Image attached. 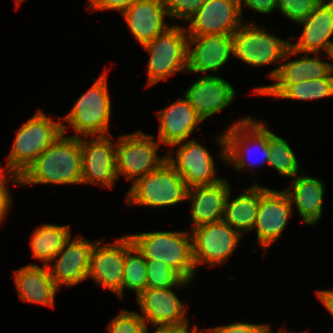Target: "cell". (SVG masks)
Returning <instances> with one entry per match:
<instances>
[{"label": "cell", "mask_w": 333, "mask_h": 333, "mask_svg": "<svg viewBox=\"0 0 333 333\" xmlns=\"http://www.w3.org/2000/svg\"><path fill=\"white\" fill-rule=\"evenodd\" d=\"M95 81L73 106L71 112L64 118L74 128L75 132L88 135H107L111 113V101L107 88L106 71Z\"/></svg>", "instance_id": "5"}, {"label": "cell", "mask_w": 333, "mask_h": 333, "mask_svg": "<svg viewBox=\"0 0 333 333\" xmlns=\"http://www.w3.org/2000/svg\"><path fill=\"white\" fill-rule=\"evenodd\" d=\"M264 125L265 124L255 122L250 119V117L233 124L227 133L217 139L223 146L222 159L226 162L233 163L237 170H242L244 167L246 168L247 164H253V162L246 160V149L248 147L246 144H250V142L254 141L262 153L263 158L261 163H267L268 165L271 154L268 144L269 130ZM249 152H251L250 149L248 153Z\"/></svg>", "instance_id": "9"}, {"label": "cell", "mask_w": 333, "mask_h": 333, "mask_svg": "<svg viewBox=\"0 0 333 333\" xmlns=\"http://www.w3.org/2000/svg\"><path fill=\"white\" fill-rule=\"evenodd\" d=\"M187 71H218L233 53V34L188 36ZM191 44H196L190 48Z\"/></svg>", "instance_id": "17"}, {"label": "cell", "mask_w": 333, "mask_h": 333, "mask_svg": "<svg viewBox=\"0 0 333 333\" xmlns=\"http://www.w3.org/2000/svg\"><path fill=\"white\" fill-rule=\"evenodd\" d=\"M132 253L135 256H132ZM147 272L146 259L132 246L125 254L123 289L126 287L129 290L136 291L137 295L146 289Z\"/></svg>", "instance_id": "31"}, {"label": "cell", "mask_w": 333, "mask_h": 333, "mask_svg": "<svg viewBox=\"0 0 333 333\" xmlns=\"http://www.w3.org/2000/svg\"><path fill=\"white\" fill-rule=\"evenodd\" d=\"M171 288H146L137 295L145 322L158 327L184 328L188 326L185 309ZM147 320V321H146Z\"/></svg>", "instance_id": "14"}, {"label": "cell", "mask_w": 333, "mask_h": 333, "mask_svg": "<svg viewBox=\"0 0 333 333\" xmlns=\"http://www.w3.org/2000/svg\"><path fill=\"white\" fill-rule=\"evenodd\" d=\"M143 47L150 53L148 85L187 70L188 38L182 27H168Z\"/></svg>", "instance_id": "6"}, {"label": "cell", "mask_w": 333, "mask_h": 333, "mask_svg": "<svg viewBox=\"0 0 333 333\" xmlns=\"http://www.w3.org/2000/svg\"><path fill=\"white\" fill-rule=\"evenodd\" d=\"M146 288H169L183 286L188 280L183 279L175 270L157 260H146Z\"/></svg>", "instance_id": "32"}, {"label": "cell", "mask_w": 333, "mask_h": 333, "mask_svg": "<svg viewBox=\"0 0 333 333\" xmlns=\"http://www.w3.org/2000/svg\"><path fill=\"white\" fill-rule=\"evenodd\" d=\"M249 8L264 14H269L273 9L277 8V0H240V7L242 9V2Z\"/></svg>", "instance_id": "38"}, {"label": "cell", "mask_w": 333, "mask_h": 333, "mask_svg": "<svg viewBox=\"0 0 333 333\" xmlns=\"http://www.w3.org/2000/svg\"><path fill=\"white\" fill-rule=\"evenodd\" d=\"M328 57L332 58L333 59V46L332 48L330 49V52L328 54ZM331 74L333 75V64H331Z\"/></svg>", "instance_id": "43"}, {"label": "cell", "mask_w": 333, "mask_h": 333, "mask_svg": "<svg viewBox=\"0 0 333 333\" xmlns=\"http://www.w3.org/2000/svg\"><path fill=\"white\" fill-rule=\"evenodd\" d=\"M62 124L49 119L38 111L20 127L8 156V180L20 183V175L42 154L61 134ZM10 173V174H9Z\"/></svg>", "instance_id": "3"}, {"label": "cell", "mask_w": 333, "mask_h": 333, "mask_svg": "<svg viewBox=\"0 0 333 333\" xmlns=\"http://www.w3.org/2000/svg\"><path fill=\"white\" fill-rule=\"evenodd\" d=\"M108 135L91 137L90 142L81 138V183H103L112 187L117 179L116 146Z\"/></svg>", "instance_id": "13"}, {"label": "cell", "mask_w": 333, "mask_h": 333, "mask_svg": "<svg viewBox=\"0 0 333 333\" xmlns=\"http://www.w3.org/2000/svg\"><path fill=\"white\" fill-rule=\"evenodd\" d=\"M99 244L96 241L93 246L88 277L122 298L125 254L133 246L132 240L128 235L118 238L113 245Z\"/></svg>", "instance_id": "11"}, {"label": "cell", "mask_w": 333, "mask_h": 333, "mask_svg": "<svg viewBox=\"0 0 333 333\" xmlns=\"http://www.w3.org/2000/svg\"><path fill=\"white\" fill-rule=\"evenodd\" d=\"M145 333H147V329H146ZM154 333H174V328H172V327H157V330Z\"/></svg>", "instance_id": "42"}, {"label": "cell", "mask_w": 333, "mask_h": 333, "mask_svg": "<svg viewBox=\"0 0 333 333\" xmlns=\"http://www.w3.org/2000/svg\"><path fill=\"white\" fill-rule=\"evenodd\" d=\"M63 133L40 154L20 175V185L81 183L82 150L79 134L64 137Z\"/></svg>", "instance_id": "1"}, {"label": "cell", "mask_w": 333, "mask_h": 333, "mask_svg": "<svg viewBox=\"0 0 333 333\" xmlns=\"http://www.w3.org/2000/svg\"><path fill=\"white\" fill-rule=\"evenodd\" d=\"M233 55L250 65H266L290 57V43L254 24H242L233 34Z\"/></svg>", "instance_id": "8"}, {"label": "cell", "mask_w": 333, "mask_h": 333, "mask_svg": "<svg viewBox=\"0 0 333 333\" xmlns=\"http://www.w3.org/2000/svg\"><path fill=\"white\" fill-rule=\"evenodd\" d=\"M6 212L0 207V222L5 217Z\"/></svg>", "instance_id": "44"}, {"label": "cell", "mask_w": 333, "mask_h": 333, "mask_svg": "<svg viewBox=\"0 0 333 333\" xmlns=\"http://www.w3.org/2000/svg\"><path fill=\"white\" fill-rule=\"evenodd\" d=\"M184 97L205 120L227 107L235 97V90L223 78L206 75L193 83Z\"/></svg>", "instance_id": "20"}, {"label": "cell", "mask_w": 333, "mask_h": 333, "mask_svg": "<svg viewBox=\"0 0 333 333\" xmlns=\"http://www.w3.org/2000/svg\"><path fill=\"white\" fill-rule=\"evenodd\" d=\"M292 204L285 191L261 188L260 206L254 227L259 244L266 248L279 239L291 215Z\"/></svg>", "instance_id": "15"}, {"label": "cell", "mask_w": 333, "mask_h": 333, "mask_svg": "<svg viewBox=\"0 0 333 333\" xmlns=\"http://www.w3.org/2000/svg\"><path fill=\"white\" fill-rule=\"evenodd\" d=\"M187 190L182 176L166 160L157 169L133 182L127 201L129 205L170 206L187 200Z\"/></svg>", "instance_id": "4"}, {"label": "cell", "mask_w": 333, "mask_h": 333, "mask_svg": "<svg viewBox=\"0 0 333 333\" xmlns=\"http://www.w3.org/2000/svg\"><path fill=\"white\" fill-rule=\"evenodd\" d=\"M118 139L119 142L115 144L117 179L124 174L127 179H134L133 183L167 160L166 157H158L157 149L160 144L141 131L123 135Z\"/></svg>", "instance_id": "7"}, {"label": "cell", "mask_w": 333, "mask_h": 333, "mask_svg": "<svg viewBox=\"0 0 333 333\" xmlns=\"http://www.w3.org/2000/svg\"><path fill=\"white\" fill-rule=\"evenodd\" d=\"M270 325L234 323L227 326L209 328L208 333H263Z\"/></svg>", "instance_id": "36"}, {"label": "cell", "mask_w": 333, "mask_h": 333, "mask_svg": "<svg viewBox=\"0 0 333 333\" xmlns=\"http://www.w3.org/2000/svg\"><path fill=\"white\" fill-rule=\"evenodd\" d=\"M177 100L169 107L158 112L160 129L159 142L174 146L180 144L203 121L187 99Z\"/></svg>", "instance_id": "24"}, {"label": "cell", "mask_w": 333, "mask_h": 333, "mask_svg": "<svg viewBox=\"0 0 333 333\" xmlns=\"http://www.w3.org/2000/svg\"><path fill=\"white\" fill-rule=\"evenodd\" d=\"M240 0H205L189 19L187 36L234 34L242 25Z\"/></svg>", "instance_id": "12"}, {"label": "cell", "mask_w": 333, "mask_h": 333, "mask_svg": "<svg viewBox=\"0 0 333 333\" xmlns=\"http://www.w3.org/2000/svg\"><path fill=\"white\" fill-rule=\"evenodd\" d=\"M133 246L146 260H157L175 270L183 279L194 276L192 235L185 232H150L129 235ZM191 240V241H190Z\"/></svg>", "instance_id": "2"}, {"label": "cell", "mask_w": 333, "mask_h": 333, "mask_svg": "<svg viewBox=\"0 0 333 333\" xmlns=\"http://www.w3.org/2000/svg\"><path fill=\"white\" fill-rule=\"evenodd\" d=\"M241 234L224 220L194 228L191 235L195 267L203 262L220 265L231 256Z\"/></svg>", "instance_id": "10"}, {"label": "cell", "mask_w": 333, "mask_h": 333, "mask_svg": "<svg viewBox=\"0 0 333 333\" xmlns=\"http://www.w3.org/2000/svg\"><path fill=\"white\" fill-rule=\"evenodd\" d=\"M4 173V168H0V207L7 213L10 206V195L8 189L6 188V175Z\"/></svg>", "instance_id": "39"}, {"label": "cell", "mask_w": 333, "mask_h": 333, "mask_svg": "<svg viewBox=\"0 0 333 333\" xmlns=\"http://www.w3.org/2000/svg\"><path fill=\"white\" fill-rule=\"evenodd\" d=\"M263 333H272L271 329H270V326Z\"/></svg>", "instance_id": "45"}, {"label": "cell", "mask_w": 333, "mask_h": 333, "mask_svg": "<svg viewBox=\"0 0 333 333\" xmlns=\"http://www.w3.org/2000/svg\"><path fill=\"white\" fill-rule=\"evenodd\" d=\"M333 95V75L290 84L278 97L296 100H313Z\"/></svg>", "instance_id": "29"}, {"label": "cell", "mask_w": 333, "mask_h": 333, "mask_svg": "<svg viewBox=\"0 0 333 333\" xmlns=\"http://www.w3.org/2000/svg\"><path fill=\"white\" fill-rule=\"evenodd\" d=\"M293 190H286L291 204L295 202L298 212L307 224H315L321 217L324 185L322 181L308 176L293 180Z\"/></svg>", "instance_id": "26"}, {"label": "cell", "mask_w": 333, "mask_h": 333, "mask_svg": "<svg viewBox=\"0 0 333 333\" xmlns=\"http://www.w3.org/2000/svg\"><path fill=\"white\" fill-rule=\"evenodd\" d=\"M205 0H164L166 14L170 17L189 20Z\"/></svg>", "instance_id": "35"}, {"label": "cell", "mask_w": 333, "mask_h": 333, "mask_svg": "<svg viewBox=\"0 0 333 333\" xmlns=\"http://www.w3.org/2000/svg\"><path fill=\"white\" fill-rule=\"evenodd\" d=\"M93 246L94 243L79 237L72 241L70 238L65 243L64 248L57 254L61 256L56 260L53 270L47 265L49 275L57 286H72L88 278Z\"/></svg>", "instance_id": "19"}, {"label": "cell", "mask_w": 333, "mask_h": 333, "mask_svg": "<svg viewBox=\"0 0 333 333\" xmlns=\"http://www.w3.org/2000/svg\"><path fill=\"white\" fill-rule=\"evenodd\" d=\"M317 296L333 316V291H317Z\"/></svg>", "instance_id": "40"}, {"label": "cell", "mask_w": 333, "mask_h": 333, "mask_svg": "<svg viewBox=\"0 0 333 333\" xmlns=\"http://www.w3.org/2000/svg\"><path fill=\"white\" fill-rule=\"evenodd\" d=\"M229 187L226 179H223L213 185L188 188L186 199L192 198L193 228L223 220Z\"/></svg>", "instance_id": "23"}, {"label": "cell", "mask_w": 333, "mask_h": 333, "mask_svg": "<svg viewBox=\"0 0 333 333\" xmlns=\"http://www.w3.org/2000/svg\"><path fill=\"white\" fill-rule=\"evenodd\" d=\"M15 282L19 297L26 302L53 307L58 286L49 275L47 266L27 265L15 271Z\"/></svg>", "instance_id": "25"}, {"label": "cell", "mask_w": 333, "mask_h": 333, "mask_svg": "<svg viewBox=\"0 0 333 333\" xmlns=\"http://www.w3.org/2000/svg\"><path fill=\"white\" fill-rule=\"evenodd\" d=\"M304 55L299 60H294L280 65L270 73V78L277 82L270 86L256 88L255 94L278 97L290 84L305 80L327 77L331 73V64L322 62L318 57L308 58Z\"/></svg>", "instance_id": "21"}, {"label": "cell", "mask_w": 333, "mask_h": 333, "mask_svg": "<svg viewBox=\"0 0 333 333\" xmlns=\"http://www.w3.org/2000/svg\"><path fill=\"white\" fill-rule=\"evenodd\" d=\"M122 14L130 32L143 46L169 27L164 22V0H139Z\"/></svg>", "instance_id": "22"}, {"label": "cell", "mask_w": 333, "mask_h": 333, "mask_svg": "<svg viewBox=\"0 0 333 333\" xmlns=\"http://www.w3.org/2000/svg\"><path fill=\"white\" fill-rule=\"evenodd\" d=\"M230 194L231 191L226 199L223 220L239 233L242 229L245 231L252 230L260 206L261 188L254 185L247 189L246 193L231 202H229Z\"/></svg>", "instance_id": "27"}, {"label": "cell", "mask_w": 333, "mask_h": 333, "mask_svg": "<svg viewBox=\"0 0 333 333\" xmlns=\"http://www.w3.org/2000/svg\"><path fill=\"white\" fill-rule=\"evenodd\" d=\"M322 0H277V8L297 22L307 18Z\"/></svg>", "instance_id": "34"}, {"label": "cell", "mask_w": 333, "mask_h": 333, "mask_svg": "<svg viewBox=\"0 0 333 333\" xmlns=\"http://www.w3.org/2000/svg\"><path fill=\"white\" fill-rule=\"evenodd\" d=\"M90 9H117L123 13L128 7L134 5L139 0H88Z\"/></svg>", "instance_id": "37"}, {"label": "cell", "mask_w": 333, "mask_h": 333, "mask_svg": "<svg viewBox=\"0 0 333 333\" xmlns=\"http://www.w3.org/2000/svg\"><path fill=\"white\" fill-rule=\"evenodd\" d=\"M70 226H58L44 224L36 229L31 236V248L33 257L45 261L54 260L57 254L64 248L65 243L71 238Z\"/></svg>", "instance_id": "28"}, {"label": "cell", "mask_w": 333, "mask_h": 333, "mask_svg": "<svg viewBox=\"0 0 333 333\" xmlns=\"http://www.w3.org/2000/svg\"><path fill=\"white\" fill-rule=\"evenodd\" d=\"M16 2L18 3L17 6H19V3H20V2H23V0H16Z\"/></svg>", "instance_id": "46"}, {"label": "cell", "mask_w": 333, "mask_h": 333, "mask_svg": "<svg viewBox=\"0 0 333 333\" xmlns=\"http://www.w3.org/2000/svg\"><path fill=\"white\" fill-rule=\"evenodd\" d=\"M268 144L271 153L268 165L278 170L282 175L296 177L298 174V162L287 140L269 131Z\"/></svg>", "instance_id": "30"}, {"label": "cell", "mask_w": 333, "mask_h": 333, "mask_svg": "<svg viewBox=\"0 0 333 333\" xmlns=\"http://www.w3.org/2000/svg\"><path fill=\"white\" fill-rule=\"evenodd\" d=\"M176 152V160L171 154H167L166 159L182 176L188 188L213 185L223 180L214 178V161L206 148L195 140L187 141Z\"/></svg>", "instance_id": "16"}, {"label": "cell", "mask_w": 333, "mask_h": 333, "mask_svg": "<svg viewBox=\"0 0 333 333\" xmlns=\"http://www.w3.org/2000/svg\"><path fill=\"white\" fill-rule=\"evenodd\" d=\"M108 329L109 333H145L147 325L141 315L125 310L109 323Z\"/></svg>", "instance_id": "33"}, {"label": "cell", "mask_w": 333, "mask_h": 333, "mask_svg": "<svg viewBox=\"0 0 333 333\" xmlns=\"http://www.w3.org/2000/svg\"><path fill=\"white\" fill-rule=\"evenodd\" d=\"M198 331L197 327H194L192 331H188V326L184 328H174V333H202Z\"/></svg>", "instance_id": "41"}, {"label": "cell", "mask_w": 333, "mask_h": 333, "mask_svg": "<svg viewBox=\"0 0 333 333\" xmlns=\"http://www.w3.org/2000/svg\"><path fill=\"white\" fill-rule=\"evenodd\" d=\"M322 0L313 12L298 23L304 25V30L296 44L290 43V55L299 52L317 54L321 49L329 54L333 41V0L325 3Z\"/></svg>", "instance_id": "18"}]
</instances>
